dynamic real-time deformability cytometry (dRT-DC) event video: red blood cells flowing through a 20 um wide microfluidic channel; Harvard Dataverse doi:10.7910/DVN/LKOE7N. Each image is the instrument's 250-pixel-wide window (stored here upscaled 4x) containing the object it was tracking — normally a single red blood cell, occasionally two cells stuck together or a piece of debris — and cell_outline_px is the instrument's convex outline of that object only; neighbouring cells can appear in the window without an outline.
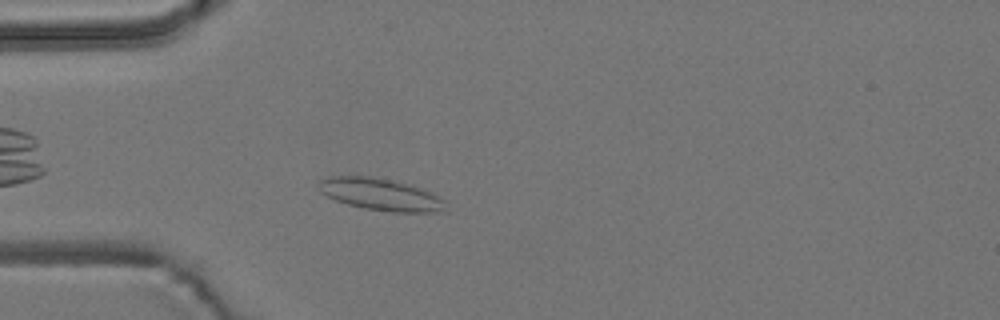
{"species": "common noctule bat (a hibernating species)", "species_latin": "Nyctalus noctula", "temperature_condition": "room temperature", "stored_images_in_passage": 1, "camera_frame_rate_fps": 3000, "um_per_image_px": 0.085, "animal": {"sex": "male", "body_mass_g": 19.2, "forearm_length_mm": 51.8}, "frame": {"image": 1, "passage_image": 1, "time_ms": 0.0, "image_size_px": [1000, 320], "cell_outline_px": [[448, 200], [440, 212], [392, 212], [364, 208], [348, 204], [336, 200], [320, 192], [316, 184], [320, 180], [328, 176], [368, 176], [408, 184], [432, 192]], "centroid_in_image_um": [32.35, 16.52], "position_along_channel_um": 52.6, "area_um2": 23.64}}